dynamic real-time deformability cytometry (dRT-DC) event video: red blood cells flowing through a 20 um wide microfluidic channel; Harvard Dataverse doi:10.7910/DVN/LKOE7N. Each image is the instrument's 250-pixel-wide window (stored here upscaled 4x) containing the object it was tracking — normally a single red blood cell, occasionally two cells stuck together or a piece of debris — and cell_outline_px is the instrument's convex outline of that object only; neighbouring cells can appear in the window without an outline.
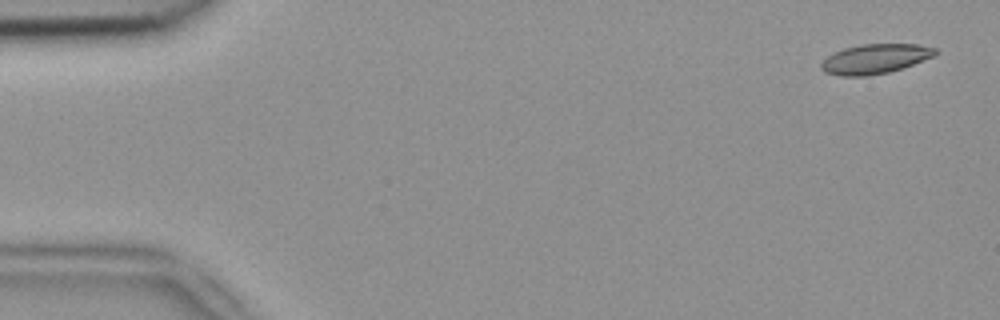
{"species": "common noctule bat (a hibernating species)", "species_latin": "Nyctalus noctula", "temperature_condition": "room temperature", "stored_images_in_passage": 5, "segment_of_instrument_passage": [1, 2], "camera_frame_rate_fps": 3000, "um_per_image_px": 0.085, "animal": {"sex": "female", "body_mass_g": 18.4}, "frame": {"image": 1, "passage_image": 1, "time_ms": 0.0, "image_size_px": [1000, 320], "cell_outline_px": [[936, 56], [888, 72], [868, 76], [840, 76], [824, 72], [820, 68], [820, 64], [832, 52], [844, 48], [860, 44], [916, 44], [936, 48]], "centroid_in_image_um": [74.34, 5.0], "position_along_channel_um": 10.7, "area_um2": 19.71}}
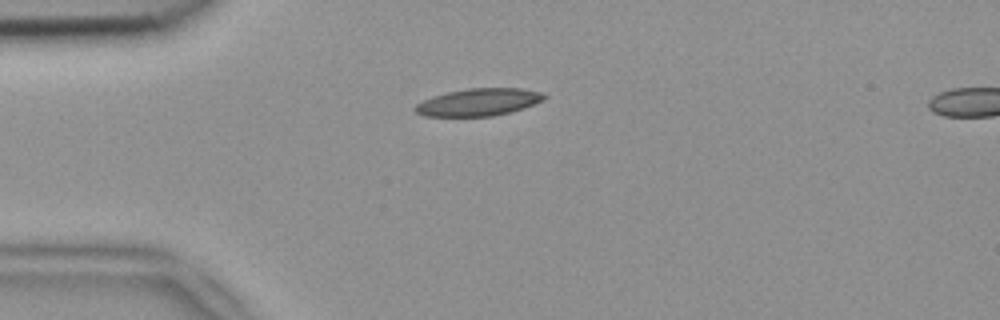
{"frame": {"image": 2, "passage_image": 4, "time_ms": 1.0, "image_size_px": [1000, 320], "cell_outline_px": [[548, 96], [544, 100], [524, 108], [492, 116], [424, 116], [416, 112], [412, 108], [416, 104], [432, 96], [448, 92], [468, 88], [520, 88], [544, 92]], "centroid_in_image_um": [40.7, 8.67], "position_along_channel_um": 44.3, "area_um2": 20.63}}